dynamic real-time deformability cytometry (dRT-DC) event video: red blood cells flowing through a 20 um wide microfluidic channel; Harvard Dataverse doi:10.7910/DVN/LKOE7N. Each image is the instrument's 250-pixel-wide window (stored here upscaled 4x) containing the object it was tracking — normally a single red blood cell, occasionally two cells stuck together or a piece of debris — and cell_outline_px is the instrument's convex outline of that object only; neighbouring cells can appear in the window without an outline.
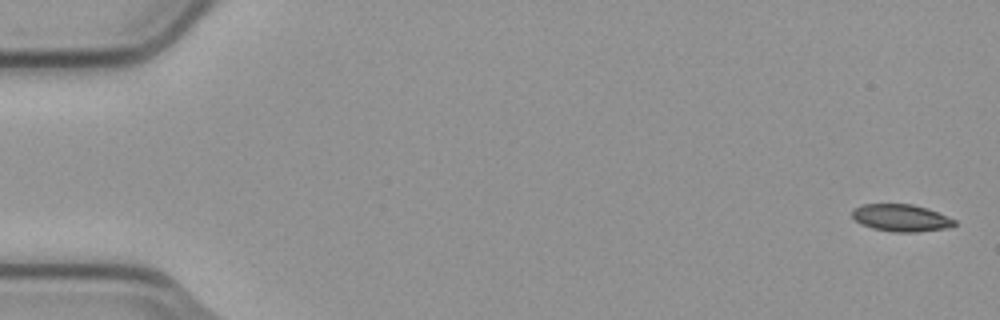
{"species": "common noctule bat (a hibernating species)", "species_latin": "Nyctalus noctula", "temperature_condition": "cold", "stored_images_in_passage": 5, "camera_frame_rate_fps": 3000, "um_per_image_px": 0.085, "animal": {"sex": "male", "body_mass_g": 23.1, "forearm_length_mm": 52.7}, "frame": {"image": 1, "passage_image": 1, "time_ms": 0.0, "image_size_px": [1000, 320], "cell_outline_px": [[956, 224], [944, 228], [916, 232], [892, 232], [872, 228], [860, 224], [852, 216], [852, 208], [864, 204], [912, 204], [928, 208], [956, 220]], "centroid_in_image_um": [76.56, 18.51], "position_along_channel_um": 8.4, "area_um2": 16.18}}
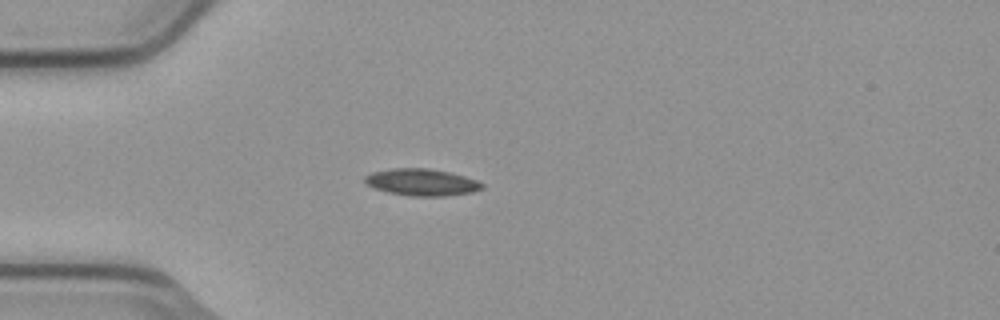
{"frame": {"image": 2, "passage_image": 5, "time_ms": 1.333, "image_size_px": [1000, 320], "cell_outline_px": [[484, 188], [472, 192], [444, 196], [412, 196], [388, 192], [376, 188], [368, 184], [364, 180], [364, 176], [372, 172], [392, 168], [428, 168], [448, 172], [464, 176], [476, 180], [484, 184]], "centroid_in_image_um": [35.86, 15.48], "position_along_channel_um": 49.1, "area_um2": 18.21}}